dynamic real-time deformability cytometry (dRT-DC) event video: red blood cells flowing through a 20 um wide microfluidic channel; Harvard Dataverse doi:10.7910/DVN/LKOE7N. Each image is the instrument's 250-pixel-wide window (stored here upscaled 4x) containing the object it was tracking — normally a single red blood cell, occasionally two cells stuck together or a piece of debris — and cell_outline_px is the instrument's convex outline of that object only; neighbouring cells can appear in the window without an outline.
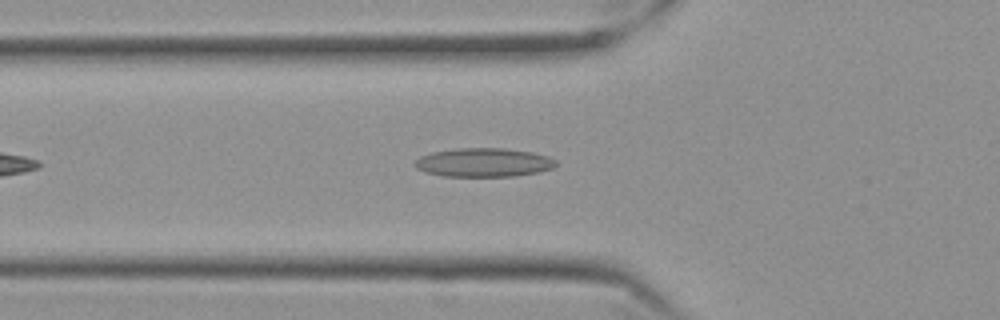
{"species": "Egyptian fruit bat (a non-hibernating species)", "species_latin": "Rousettus aegyptiacus", "temperature_condition": "cold", "stored_images_in_passage": 45, "camera_frame_rate_fps": 3000, "um_per_image_px": 0.085, "frame": {"image": 1, "passage_image": 8, "time_ms": 2.333, "image_size_px": [1000, 320], "cell_outline_px": [[556, 164], [552, 168], [536, 172], [512, 176], [444, 176], [424, 172], [416, 168], [412, 164], [420, 156], [432, 152], [456, 148], [504, 148], [532, 152], [548, 156], [556, 160]], "centroid_in_image_um": [41.06, 13.8], "position_along_channel_um": 84.7, "area_um2": 23.64}}
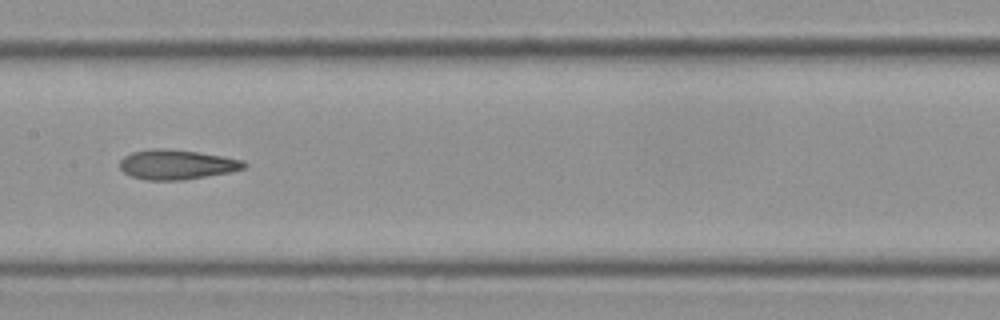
{"frame": {"image": 2, "passage_image": 17, "time_ms": 5.333, "image_size_px": [1000, 320], "cell_outline_px": [[248, 164], [244, 168], [232, 172], [184, 180], [148, 180], [132, 176], [124, 172], [120, 168], [120, 160], [124, 156], [132, 152], [152, 148], [164, 148], [196, 152], [244, 160]], "centroid_in_image_um": [15.03, 13.99], "position_along_channel_um": 192.4, "area_um2": 21.5}}
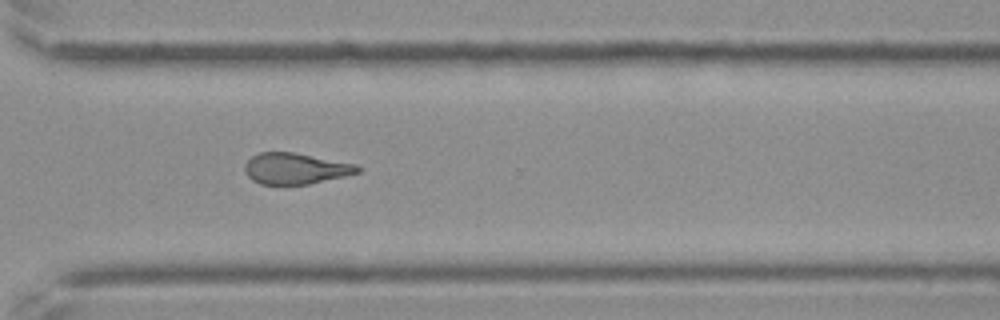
{"frame": {"image": 3, "passage_image": 30, "time_ms": 9.667, "image_size_px": [1000, 320], "cell_outline_px": [[360, 172], [344, 176], [308, 184], [260, 184], [252, 180], [248, 176], [244, 168], [244, 164], [252, 156], [260, 152], [292, 152], [356, 164], [360, 168]], "centroid_in_image_um": [25.09, 14.32], "position_along_channel_um": 345.5, "area_um2": 20.23}, "authors_computed_cell_mechanics": {"area_um2": 21.386, "velocity_mm_per_s": 3.5367, "shape_relaxation_time_tau1_ms": null, "shape_relaxation_time_tau2_ms": 4.7462, "deformation_change_tau1": null, "deformation_change_tau2": 0.1387}}